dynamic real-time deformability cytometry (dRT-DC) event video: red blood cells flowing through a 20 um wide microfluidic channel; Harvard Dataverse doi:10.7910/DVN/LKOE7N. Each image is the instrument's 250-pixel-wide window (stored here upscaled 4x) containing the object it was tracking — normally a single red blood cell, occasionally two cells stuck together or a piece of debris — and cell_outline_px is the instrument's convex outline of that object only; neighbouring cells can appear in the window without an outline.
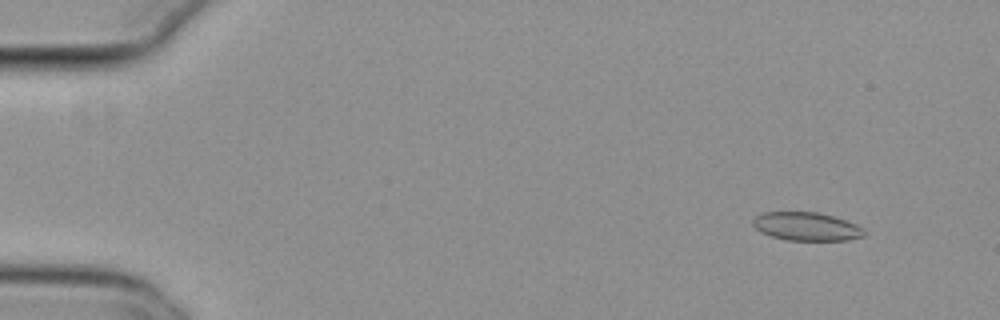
{"species": "common noctule bat (a hibernating species)", "species_latin": "Nyctalus noctula", "temperature_condition": "cold", "stored_images_in_passage": 9, "camera_frame_rate_fps": 3000, "um_per_image_px": 0.085, "animal": {"sex": "female", "body_mass_g": 29.2, "forearm_length_mm": 56.3}, "frame": {"image": 1, "passage_image": 6, "time_ms": 1.667, "image_size_px": [1000, 320], "cell_outline_px": [[864, 236], [848, 240], [784, 240], [760, 232], [752, 224], [752, 220], [756, 216], [764, 212], [816, 212], [832, 216], [856, 224], [864, 228]], "centroid_in_image_um": [68.53, 19.25], "position_along_channel_um": 16.5, "area_um2": 18.32}}